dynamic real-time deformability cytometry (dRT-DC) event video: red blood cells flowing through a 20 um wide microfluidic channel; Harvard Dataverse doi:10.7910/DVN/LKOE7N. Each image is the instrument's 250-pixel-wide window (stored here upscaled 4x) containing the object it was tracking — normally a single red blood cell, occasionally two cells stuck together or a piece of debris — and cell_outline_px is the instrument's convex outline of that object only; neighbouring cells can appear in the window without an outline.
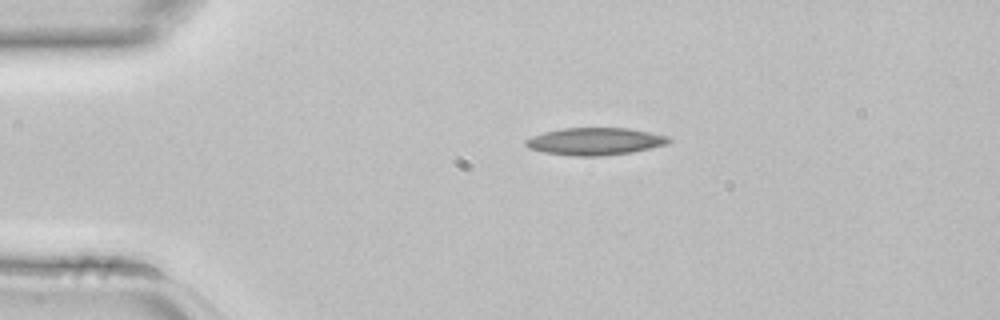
{"species": "common noctule bat (a hibernating species)", "species_latin": "Nyctalus noctula", "temperature_condition": "room temperature", "stored_images_in_passage": 3, "camera_frame_rate_fps": 3000, "um_per_image_px": 0.085, "animal": {"sex": "female", "body_mass_g": 22.7, "forearm_length_mm": 54.2}, "frame": {"image": 1, "passage_image": 2, "time_ms": 0.333, "image_size_px": [1000, 320], "cell_outline_px": [[672, 140], [668, 144], [632, 152], [600, 156], [572, 156], [544, 152], [528, 148], [524, 144], [524, 140], [532, 136], [544, 132], [560, 128], [628, 128], [668, 136]], "centroid_in_image_um": [50.55, 12.02], "position_along_channel_um": 34.4, "area_um2": 22.83}}